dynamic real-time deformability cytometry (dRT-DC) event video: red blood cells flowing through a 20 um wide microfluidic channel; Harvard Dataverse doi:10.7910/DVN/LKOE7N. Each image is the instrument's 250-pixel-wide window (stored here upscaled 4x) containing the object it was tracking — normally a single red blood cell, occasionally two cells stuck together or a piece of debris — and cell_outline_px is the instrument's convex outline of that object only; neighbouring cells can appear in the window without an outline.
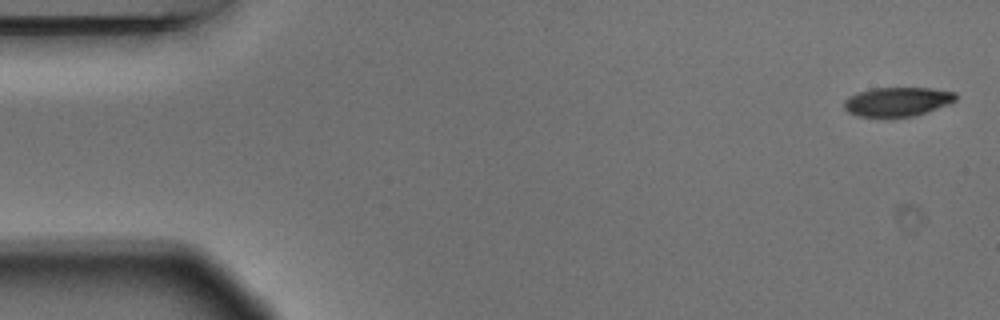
{"species": "Egyptian fruit bat (a non-hibernating species)", "species_latin": "Rousettus aegyptiacus", "temperature_condition": "warm", "stored_images_in_passage": 5, "camera_frame_rate_fps": 3000, "um_per_image_px": 0.085, "animal": {"sex": "male"}, "frame": {"image": 1, "passage_image": 1, "time_ms": 0.0, "image_size_px": [1000, 320], "cell_outline_px": [[956, 100], [948, 104], [916, 116], [856, 116], [848, 112], [844, 108], [844, 100], [848, 96], [856, 92], [872, 88], [932, 88], [956, 92]], "centroid_in_image_um": [76.26, 8.63], "position_along_channel_um": 8.7, "area_um2": 18.96}}
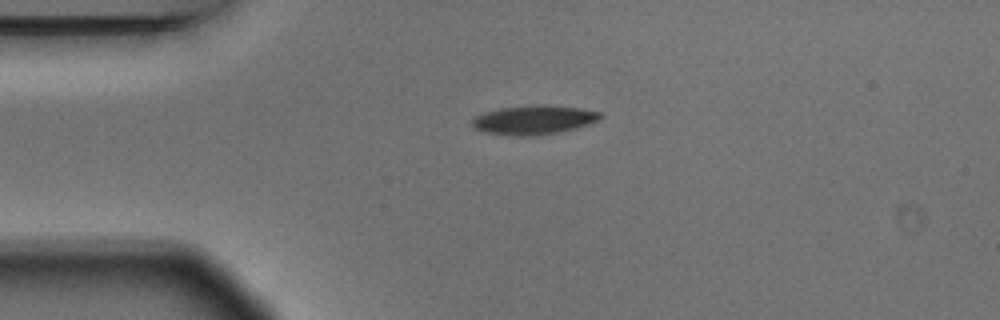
{"frame": {"image": 2, "passage_image": 4, "time_ms": 1.0, "image_size_px": [1000, 320], "cell_outline_px": [[604, 116], [588, 124], [556, 132], [536, 136], [512, 136], [484, 132], [472, 128], [472, 120], [476, 116], [484, 112], [500, 108], [536, 104], [580, 108], [600, 112]], "centroid_in_image_um": [45.31, 10.19], "position_along_channel_um": 39.7, "area_um2": 21.62}}